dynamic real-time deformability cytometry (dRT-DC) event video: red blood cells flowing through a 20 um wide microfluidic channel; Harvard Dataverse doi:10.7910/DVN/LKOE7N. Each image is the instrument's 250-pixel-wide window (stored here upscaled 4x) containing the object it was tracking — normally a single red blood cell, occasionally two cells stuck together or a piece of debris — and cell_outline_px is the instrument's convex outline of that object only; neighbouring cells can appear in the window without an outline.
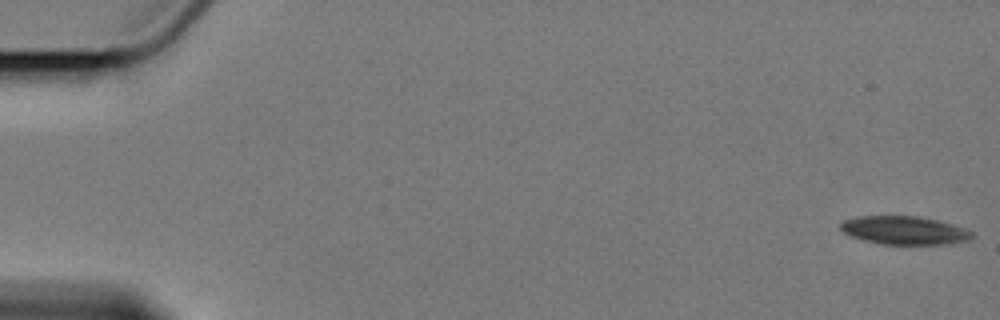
{"species": "Egyptian fruit bat (a non-hibernating species)", "species_latin": "Rousettus aegyptiacus", "temperature_condition": "cold", "stored_images_in_passage": 5, "camera_frame_rate_fps": 3000, "um_per_image_px": 0.085, "animal": {"sex": "female"}, "frame": {"image": 1, "passage_image": 1, "time_ms": 0.0, "image_size_px": [1000, 320], "cell_outline_px": [[972, 236], [968, 240], [944, 244], [884, 244], [864, 240], [852, 236], [844, 232], [840, 228], [840, 224], [844, 220], [856, 216], [916, 216], [936, 220], [952, 224], [964, 228], [972, 232]], "centroid_in_image_um": [76.84, 19.57], "position_along_channel_um": 8.2, "area_um2": 21.39}}